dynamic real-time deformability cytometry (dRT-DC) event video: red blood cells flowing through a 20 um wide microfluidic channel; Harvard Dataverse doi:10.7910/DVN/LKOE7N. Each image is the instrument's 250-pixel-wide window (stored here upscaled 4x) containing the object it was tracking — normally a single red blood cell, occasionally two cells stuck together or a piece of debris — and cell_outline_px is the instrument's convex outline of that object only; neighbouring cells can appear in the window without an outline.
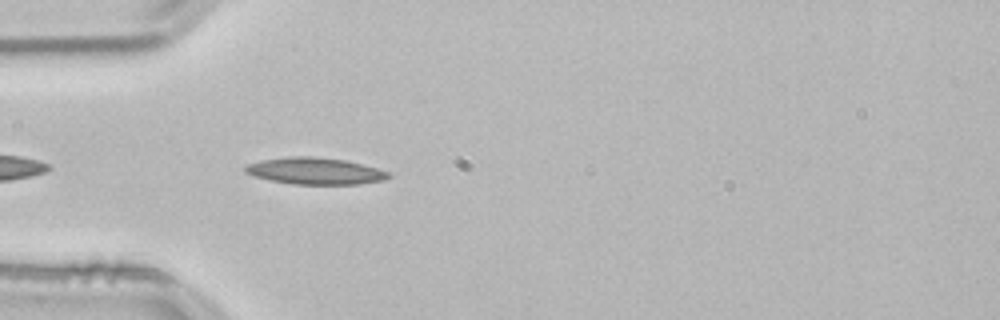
{"species": "common noctule bat (a hibernating species)", "species_latin": "Nyctalus noctula", "temperature_condition": "room temperature", "stored_images_in_passage": 7, "camera_frame_rate_fps": 3000, "um_per_image_px": 0.085, "animal": {"sex": "male", "body_mass_g": 21.5, "forearm_length_mm": 52.0}, "frame": {"image": 1, "passage_image": 3, "time_ms": 0.667, "image_size_px": [1000, 320], "cell_outline_px": [[392, 176], [384, 180], [360, 184], [292, 184], [272, 180], [256, 176], [244, 172], [244, 168], [248, 164], [260, 160], [288, 156], [312, 156], [344, 160], [376, 168], [388, 172]], "centroid_in_image_um": [26.77, 14.53], "position_along_channel_um": 58.2, "area_um2": 22.14}}